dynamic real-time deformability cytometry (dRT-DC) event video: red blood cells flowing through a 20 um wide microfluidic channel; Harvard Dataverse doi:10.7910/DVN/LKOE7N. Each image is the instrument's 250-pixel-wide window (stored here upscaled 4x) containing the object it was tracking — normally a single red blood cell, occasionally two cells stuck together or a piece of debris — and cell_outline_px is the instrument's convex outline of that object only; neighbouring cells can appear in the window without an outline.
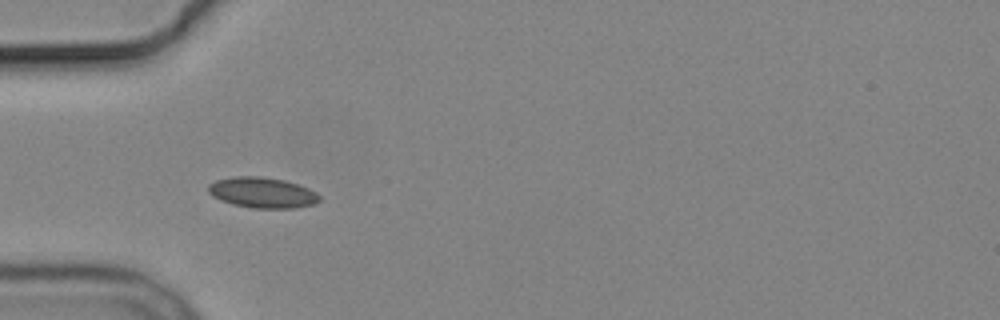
{"species": "common noctule bat (a hibernating species)", "species_latin": "Nyctalus noctula", "temperature_condition": "cold", "stored_images_in_passage": 7, "camera_frame_rate_fps": 3000, "um_per_image_px": 0.085, "animal": {"sex": "male", "body_mass_g": 19.2, "forearm_length_mm": 51.8}, "frame": {"image": 1, "passage_image": 2, "time_ms": 2.0, "image_size_px": [1000, 320], "cell_outline_px": [[320, 200], [312, 204], [292, 208], [252, 208], [232, 204], [220, 200], [212, 196], [208, 192], [208, 184], [216, 180], [232, 176], [260, 176], [284, 180], [308, 188], [316, 192], [320, 196]], "centroid_in_image_um": [22.25, 16.36], "position_along_channel_um": 62.7, "area_um2": 19.83}}
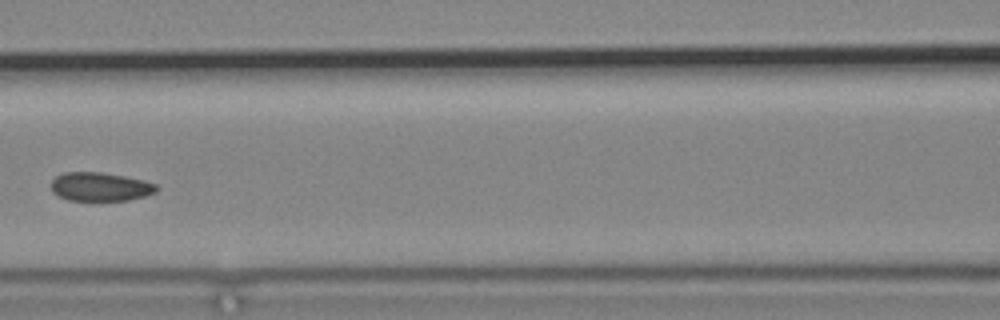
{"frame": {"image": 2, "passage_image": 4, "time_ms": 4.667, "image_size_px": [1000, 320], "cell_outline_px": [[160, 188], [156, 192], [144, 196], [128, 200], [68, 200], [52, 192], [52, 180], [56, 176], [64, 172], [100, 172], [124, 176], [144, 180], [156, 184]], "centroid_in_image_um": [8.54, 15.86], "position_along_channel_um": 158.1, "area_um2": 17.57}}
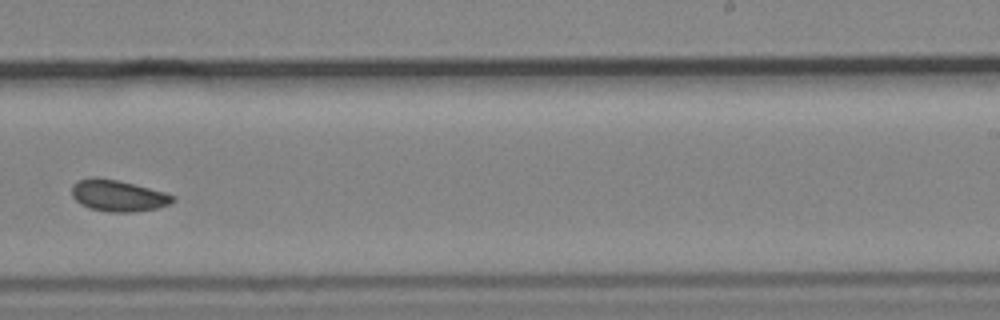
{"frame": {"image": 3, "passage_image": 7, "time_ms": 8.0, "image_size_px": [1000, 320], "cell_outline_px": [[176, 200], [168, 204], [156, 208], [136, 212], [108, 212], [92, 208], [80, 204], [72, 196], [72, 184], [76, 180], [88, 176], [96, 176], [116, 180], [164, 192], [172, 196]], "centroid_in_image_um": [9.96, 16.62], "position_along_channel_um": 279.0, "area_um2": 18.44}}